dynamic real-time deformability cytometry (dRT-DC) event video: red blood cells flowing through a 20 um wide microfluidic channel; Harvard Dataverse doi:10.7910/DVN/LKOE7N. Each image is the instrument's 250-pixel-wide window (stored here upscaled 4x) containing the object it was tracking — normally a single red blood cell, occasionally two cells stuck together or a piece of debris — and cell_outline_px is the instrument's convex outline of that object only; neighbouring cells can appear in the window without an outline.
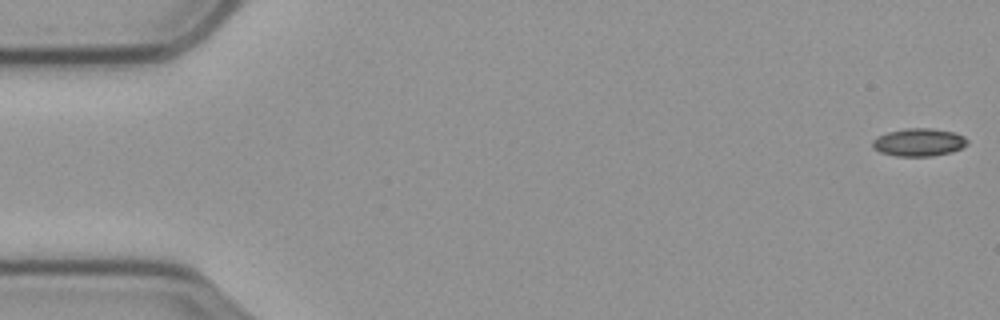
{"species": "common noctule bat (a hibernating species)", "species_latin": "Nyctalus noctula", "temperature_condition": "cold", "stored_images_in_passage": 20, "camera_frame_rate_fps": 3000, "um_per_image_px": 0.085, "animal": {"sex": "male", "body_mass_g": 23.1, "forearm_length_mm": 52.7}, "frame": {"image": 1, "passage_image": 1, "time_ms": 0.0, "image_size_px": [1000, 320], "cell_outline_px": [[968, 144], [952, 152], [932, 156], [896, 156], [880, 152], [872, 148], [872, 140], [876, 136], [888, 132], [908, 128], [928, 128], [952, 132], [964, 136], [968, 140]], "centroid_in_image_um": [78.07, 12.1], "position_along_channel_um": 6.9, "area_um2": 15.37}}